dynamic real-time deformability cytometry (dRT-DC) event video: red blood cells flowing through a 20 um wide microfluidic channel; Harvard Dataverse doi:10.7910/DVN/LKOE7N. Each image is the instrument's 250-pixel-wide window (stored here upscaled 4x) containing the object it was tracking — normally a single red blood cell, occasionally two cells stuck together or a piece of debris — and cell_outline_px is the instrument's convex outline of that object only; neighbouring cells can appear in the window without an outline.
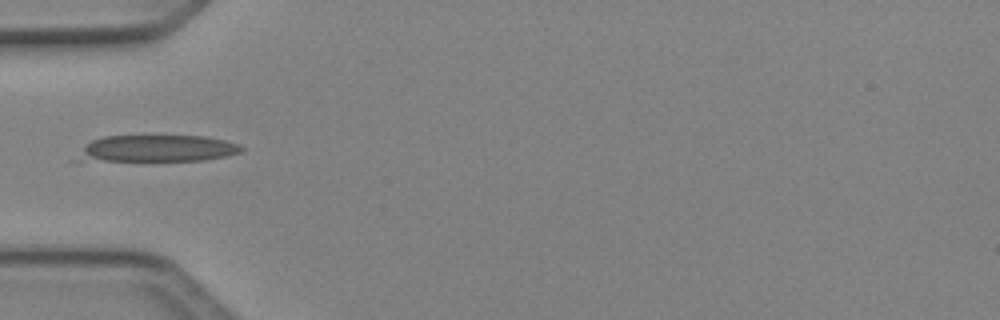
{"species": "Egyptian fruit bat (a non-hibernating species)", "species_latin": "Rousettus aegyptiacus", "temperature_condition": "cold", "stored_images_in_passage": 1, "camera_frame_rate_fps": 3000, "um_per_image_px": 0.085, "animal": {"sex": "female"}, "frame": {"image": 1, "passage_image": 1, "time_ms": 0.0, "image_size_px": [1000, 320], "cell_outline_px": [[244, 148], [240, 152], [228, 156], [204, 160], [68, 160], [84, 144], [92, 140], [104, 136], [204, 136], [224, 140], [240, 144]], "centroid_in_image_um": [13.26, 12.62], "position_along_channel_um": 71.7, "area_um2": 25.72}}